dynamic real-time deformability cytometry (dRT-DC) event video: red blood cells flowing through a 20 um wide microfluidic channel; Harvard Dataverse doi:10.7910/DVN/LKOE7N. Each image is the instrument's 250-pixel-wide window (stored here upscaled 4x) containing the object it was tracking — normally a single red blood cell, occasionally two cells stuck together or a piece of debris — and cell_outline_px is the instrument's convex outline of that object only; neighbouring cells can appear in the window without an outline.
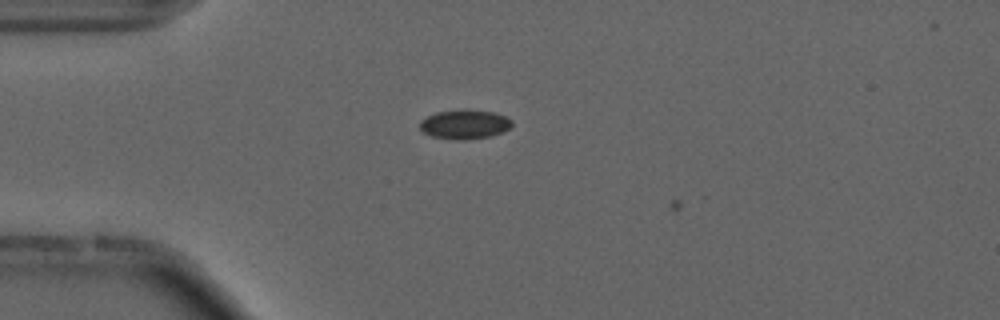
{"species": "common noctule bat (a hibernating species)", "species_latin": "Nyctalus noctula", "temperature_condition": "cold", "stored_images_in_passage": 6, "camera_frame_rate_fps": 3000, "um_per_image_px": 0.085, "animal": {"sex": "male", "forearm_length_mm": 52.5}, "frame": {"image": 1, "passage_image": 5, "time_ms": 1.333, "image_size_px": [1000, 320], "cell_outline_px": [[512, 124], [508, 128], [492, 136], [464, 140], [460, 140], [432, 136], [424, 132], [420, 128], [420, 120], [436, 112], [464, 108], [468, 108], [492, 112], [504, 116], [512, 120]], "centroid_in_image_um": [39.48, 10.55], "position_along_channel_um": 45.5, "area_um2": 15.72}}